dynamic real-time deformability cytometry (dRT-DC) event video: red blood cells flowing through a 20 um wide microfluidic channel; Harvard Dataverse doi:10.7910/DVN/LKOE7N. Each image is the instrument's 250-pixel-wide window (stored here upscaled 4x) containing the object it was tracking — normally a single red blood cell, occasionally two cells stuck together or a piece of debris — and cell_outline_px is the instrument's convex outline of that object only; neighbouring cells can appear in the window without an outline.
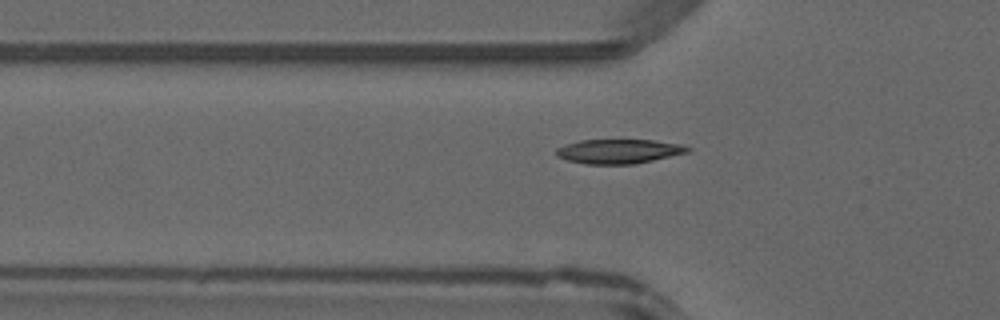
{"species": "common noctule bat (a hibernating species)", "species_latin": "Nyctalus noctula", "temperature_condition": "warm", "stored_images_in_passage": 32, "camera_frame_rate_fps": 3000, "um_per_image_px": 0.085, "animal": {"sex": "male", "forearm_length_mm": 52.5}, "frame": {"image": 1, "passage_image": 5, "time_ms": 1.333, "image_size_px": [1000, 320], "cell_outline_px": [[692, 148], [688, 152], [652, 160], [632, 164], [584, 164], [568, 160], [556, 156], [556, 148], [564, 144], [580, 140], [652, 140], [680, 144]], "centroid_in_image_um": [52.55, 12.86], "position_along_channel_um": 73.3, "area_um2": 18.55}}
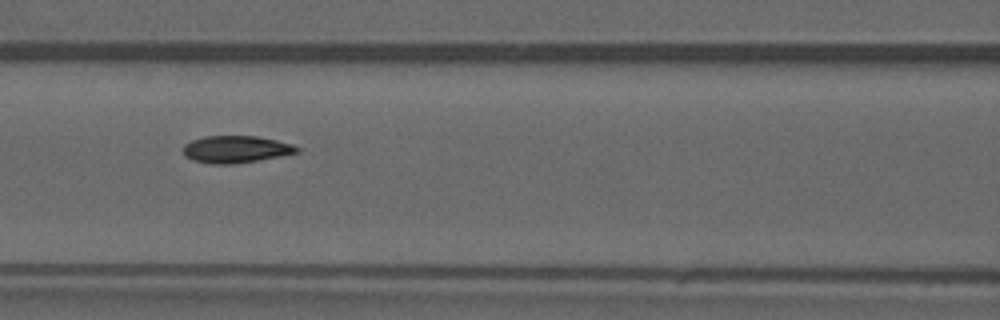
{"frame": {"image": 2, "passage_image": 10, "time_ms": 3.0, "image_size_px": [1000, 320], "cell_outline_px": [[300, 152], [280, 156], [232, 164], [208, 164], [192, 160], [184, 156], [184, 144], [192, 140], [204, 136], [256, 136], [276, 140], [292, 144], [300, 148]], "centroid_in_image_um": [20.03, 12.69], "position_along_channel_um": 146.6, "area_um2": 17.98}}